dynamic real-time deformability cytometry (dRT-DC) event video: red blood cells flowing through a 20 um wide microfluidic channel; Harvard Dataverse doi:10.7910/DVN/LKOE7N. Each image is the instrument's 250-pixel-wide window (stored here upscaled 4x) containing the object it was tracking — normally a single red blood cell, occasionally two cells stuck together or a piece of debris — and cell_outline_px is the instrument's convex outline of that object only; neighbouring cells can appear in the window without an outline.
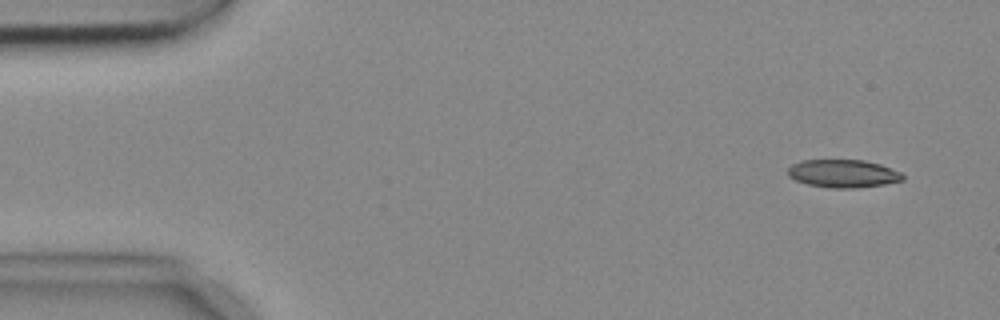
{"species": "common noctule bat (a hibernating species)", "species_latin": "Nyctalus noctula", "temperature_condition": "cold", "stored_images_in_passage": 5, "camera_frame_rate_fps": 3000, "um_per_image_px": 0.085, "animal": {"sex": "female", "body_mass_g": 18.4}, "frame": {"image": 1, "passage_image": 5, "time_ms": 1.333, "image_size_px": [1000, 320], "cell_outline_px": [[904, 180], [884, 184], [856, 188], [828, 188], [808, 184], [796, 180], [788, 176], [788, 168], [792, 164], [800, 160], [864, 160], [880, 164], [900, 172], [904, 176]], "centroid_in_image_um": [71.65, 14.75], "position_along_channel_um": 13.3, "area_um2": 18.73}}